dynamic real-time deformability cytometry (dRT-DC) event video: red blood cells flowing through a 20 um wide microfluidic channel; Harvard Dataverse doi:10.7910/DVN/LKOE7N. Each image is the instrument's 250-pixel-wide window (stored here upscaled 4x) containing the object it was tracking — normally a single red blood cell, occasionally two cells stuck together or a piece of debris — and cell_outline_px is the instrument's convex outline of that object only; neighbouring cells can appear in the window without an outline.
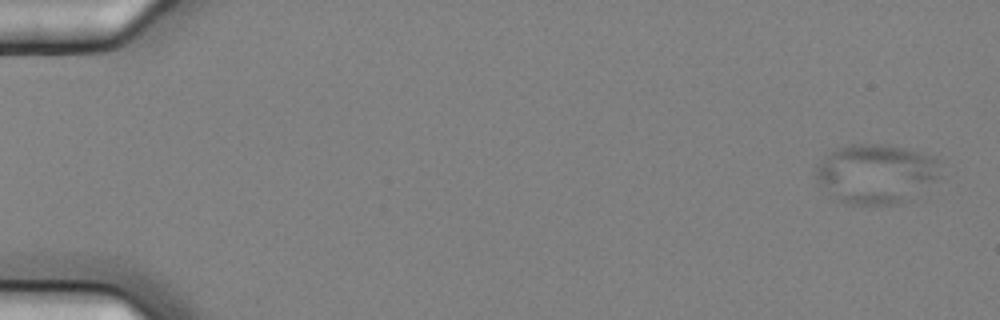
{"species": "common noctule bat (a hibernating species)", "species_latin": "Nyctalus noctula", "temperature_condition": "cold", "stored_images_in_passage": 6, "camera_frame_rate_fps": 3000, "um_per_image_px": 0.085, "animal": {"sex": "female", "body_mass_g": 25.1}, "frame": {"image": 1, "passage_image": 1, "time_ms": 0.0, "image_size_px": [1000, 320], "cell_outline_px": [[940, 176], [936, 180], [908, 200], [896, 204], [848, 204], [832, 200], [816, 184], [816, 164], [824, 156], [836, 148], [848, 144], [888, 144], [936, 156], [940, 160]], "centroid_in_image_um": [74.41, 14.77], "position_along_channel_um": 10.6, "area_um2": 44.1}}
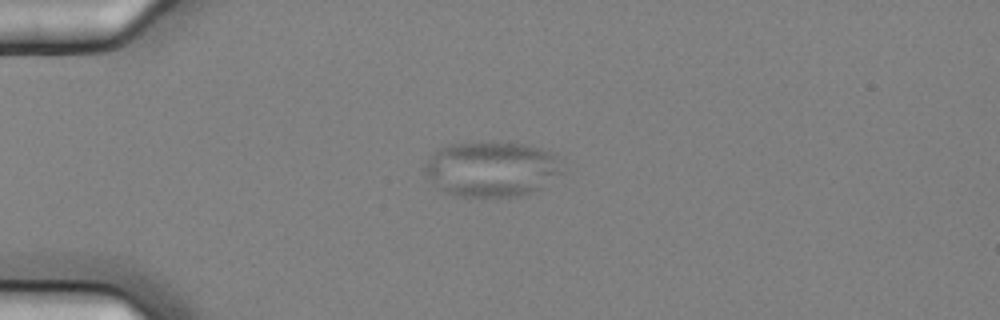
{"frame": {"image": 2, "passage_image": 4, "time_ms": 1.0, "image_size_px": [1000, 320], "cell_outline_px": [[564, 172], [536, 188], [528, 192], [516, 196], [460, 196], [448, 192], [436, 184], [428, 176], [424, 168], [424, 164], [428, 156], [436, 148], [448, 144], [488, 140], [496, 140], [524, 144], [556, 152], [564, 156]], "centroid_in_image_um": [41.84, 14.28], "position_along_channel_um": 43.2, "area_um2": 44.97}}
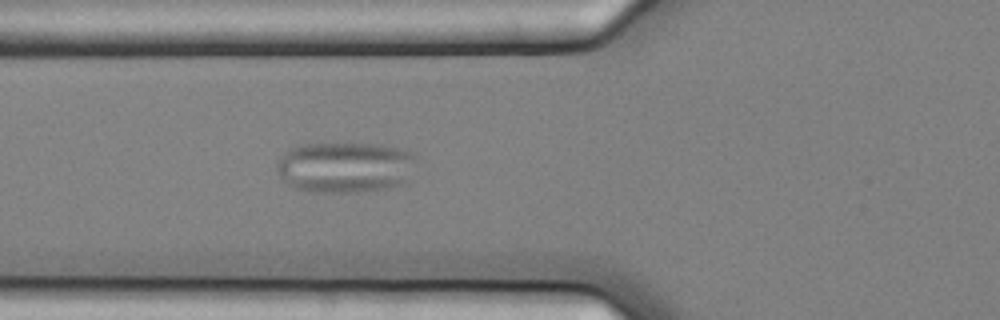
{"frame": {"image": 3, "passage_image": 6, "time_ms": 1.667, "image_size_px": [1000, 320], "cell_outline_px": [[416, 156], [408, 184], [360, 192], [312, 192], [296, 188], [288, 184], [280, 176], [276, 168], [276, 164], [280, 156], [288, 148], [300, 144], [376, 144], [400, 148]], "centroid_in_image_um": [29.33, 14.22], "position_along_channel_um": 96.5, "area_um2": 41.67}}